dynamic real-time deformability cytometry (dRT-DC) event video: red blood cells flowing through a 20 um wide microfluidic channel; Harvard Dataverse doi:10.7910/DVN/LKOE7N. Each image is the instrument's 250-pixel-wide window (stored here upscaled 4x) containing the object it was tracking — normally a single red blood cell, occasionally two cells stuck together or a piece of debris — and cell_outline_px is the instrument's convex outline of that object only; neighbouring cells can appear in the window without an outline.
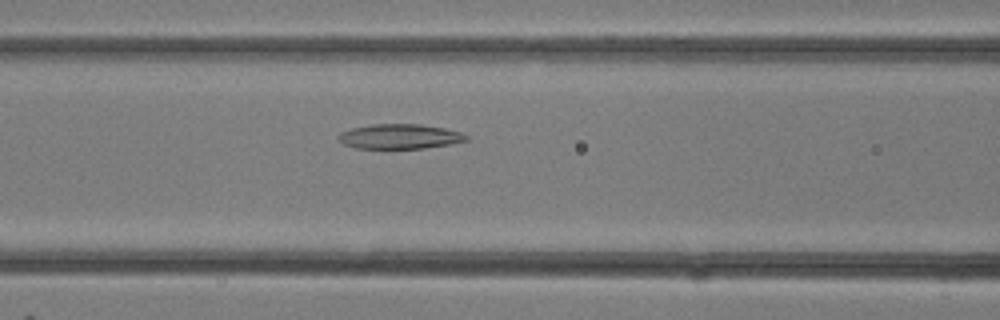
{"species": "common noctule bat (a hibernating species)", "species_latin": "Nyctalus noctula", "temperature_condition": "room temperature", "stored_images_in_passage": 16, "camera_frame_rate_fps": 3000, "um_per_image_px": 0.085, "animal": {"sex": "female"}, "frame": {"image": 1, "passage_image": 6, "time_ms": 1.667, "image_size_px": [1000, 320], "cell_outline_px": [[468, 140], [448, 144], [424, 148], [356, 148], [344, 144], [336, 140], [336, 136], [340, 132], [352, 128], [372, 124], [420, 124], [444, 128], [460, 132], [468, 136]], "centroid_in_image_um": [33.92, 11.59], "position_along_channel_um": 132.7, "area_um2": 18.44}}
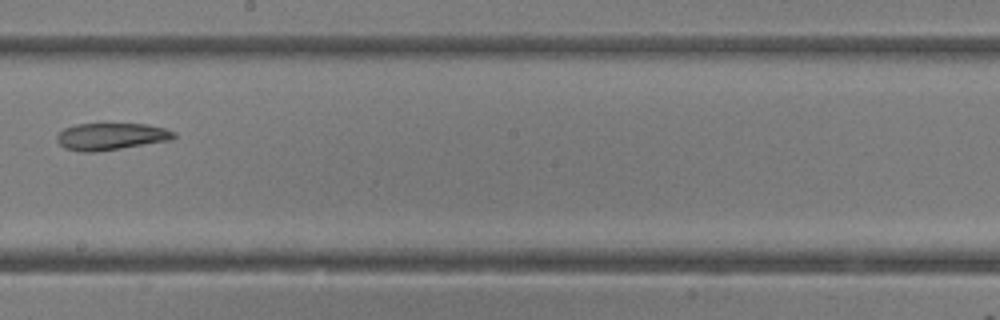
{"frame": {"image": 2, "passage_image": 11, "time_ms": 3.333, "image_size_px": [1000, 320], "cell_outline_px": [[176, 136], [172, 140], [96, 152], [80, 152], [64, 148], [56, 140], [56, 136], [64, 128], [76, 124], [100, 120], [104, 120], [144, 124], [164, 128], [176, 132]], "centroid_in_image_um": [9.41, 11.54], "position_along_channel_um": 238.8, "area_um2": 19.48}}
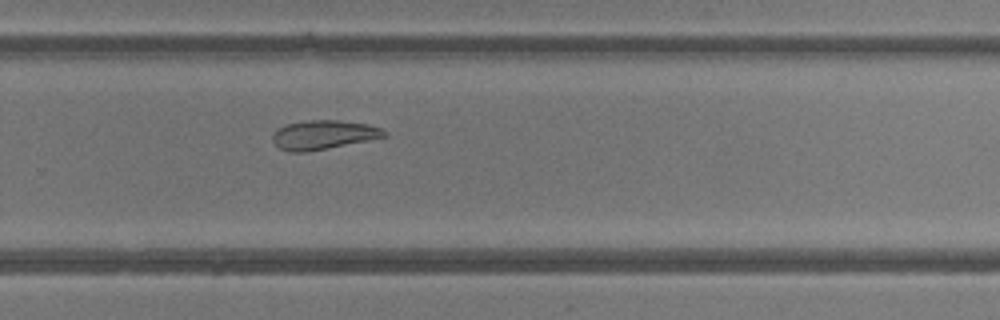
{"frame": {"image": 3, "passage_image": 14, "time_ms": 4.333, "image_size_px": [1000, 320], "cell_outline_px": [[388, 136], [308, 152], [288, 152], [280, 148], [272, 140], [272, 136], [280, 128], [288, 124], [308, 120], [336, 120], [368, 124], [380, 128], [388, 132]], "centroid_in_image_um": [27.52, 11.46], "position_along_channel_um": 302.3, "area_um2": 18.73}}